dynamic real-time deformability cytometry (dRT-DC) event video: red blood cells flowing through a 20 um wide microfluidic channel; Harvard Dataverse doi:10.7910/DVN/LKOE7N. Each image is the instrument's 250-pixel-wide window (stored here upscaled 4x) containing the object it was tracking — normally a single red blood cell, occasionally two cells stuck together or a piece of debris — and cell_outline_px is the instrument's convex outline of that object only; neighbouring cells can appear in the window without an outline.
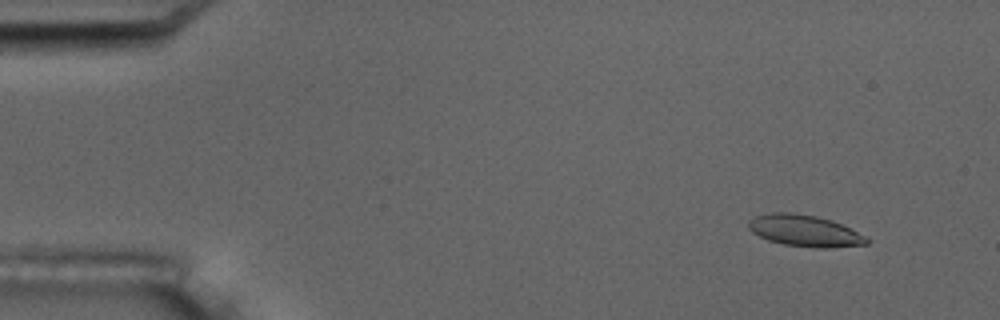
{"species": "common noctule bat (a hibernating species)", "species_latin": "Nyctalus noctula", "temperature_condition": "room temperature", "stored_images_in_passage": 10, "camera_frame_rate_fps": 3000, "um_per_image_px": 0.085, "animal": {"sex": "male", "body_mass_g": 17.5, "forearm_length_mm": 52.3}, "frame": {"image": 1, "passage_image": 2, "time_ms": 1.333, "image_size_px": [1000, 320], "cell_outline_px": [[868, 244], [824, 248], [812, 248], [784, 244], [768, 240], [752, 232], [748, 228], [748, 220], [756, 216], [772, 212], [792, 212], [816, 216], [832, 220], [864, 236], [868, 240]], "centroid_in_image_um": [68.34, 19.61], "position_along_channel_um": 16.7, "area_um2": 21.5}}
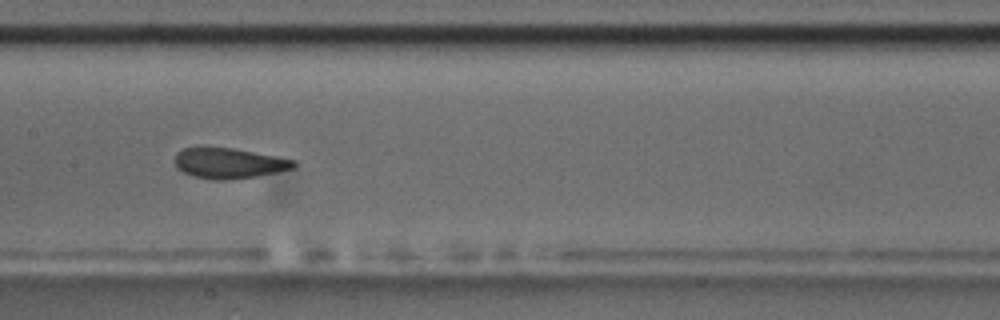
{"frame": {"image": 2, "passage_image": 9, "time_ms": 9.333, "image_size_px": [1000, 320], "cell_outline_px": [[296, 164], [292, 168], [276, 172], [256, 176], [224, 180], [212, 180], [196, 176], [184, 172], [176, 168], [176, 152], [184, 148], [200, 144], [204, 144], [232, 148], [296, 160]], "centroid_in_image_um": [19.39, 13.83], "position_along_channel_um": 188.0, "area_um2": 21.39}}